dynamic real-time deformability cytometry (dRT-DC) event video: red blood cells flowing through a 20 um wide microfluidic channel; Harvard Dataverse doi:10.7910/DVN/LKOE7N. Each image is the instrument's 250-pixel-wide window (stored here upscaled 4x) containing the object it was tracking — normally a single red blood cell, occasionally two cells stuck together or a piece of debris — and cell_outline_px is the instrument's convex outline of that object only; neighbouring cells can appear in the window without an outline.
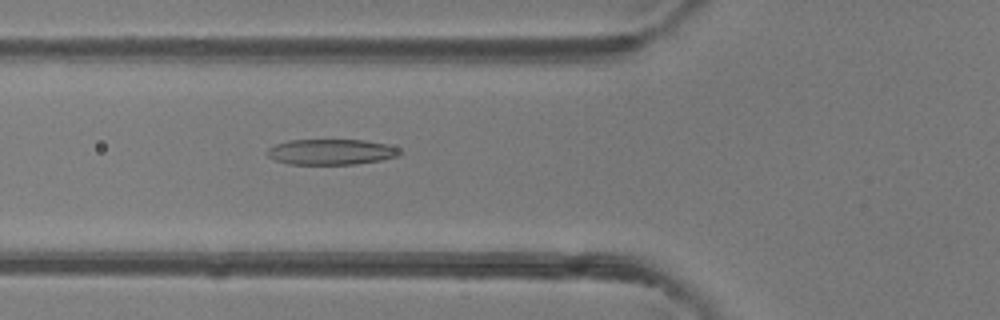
{"species": "common noctule bat (a hibernating species)", "species_latin": "Nyctalus noctula", "temperature_condition": "room temperature", "stored_images_in_passage": 49, "camera_frame_rate_fps": 3000, "um_per_image_px": 0.085, "animal": {"sex": "female"}, "frame": {"image": 1, "passage_image": 18, "time_ms": 5.667, "image_size_px": [1000, 320], "cell_outline_px": [[404, 152], [400, 156], [380, 160], [356, 164], [288, 164], [276, 160], [268, 156], [268, 148], [276, 144], [288, 140], [364, 140], [388, 144], [400, 148]], "centroid_in_image_um": [28.22, 12.91], "position_along_channel_um": 97.6, "area_um2": 19.88}}
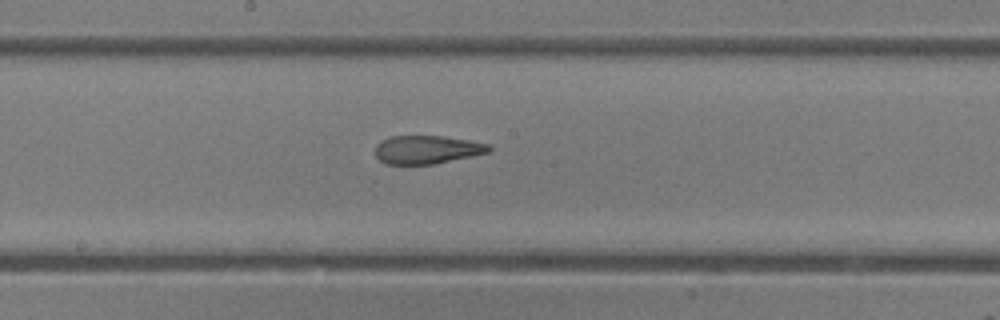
{"frame": {"image": 2, "passage_image": 26, "time_ms": 8.333, "image_size_px": [1000, 320], "cell_outline_px": [[492, 152], [436, 164], [384, 164], [376, 156], [376, 144], [392, 136], [444, 136], [468, 140], [488, 144], [492, 148]], "centroid_in_image_um": [36.34, 12.73], "position_along_channel_um": 211.9, "area_um2": 18.84}}
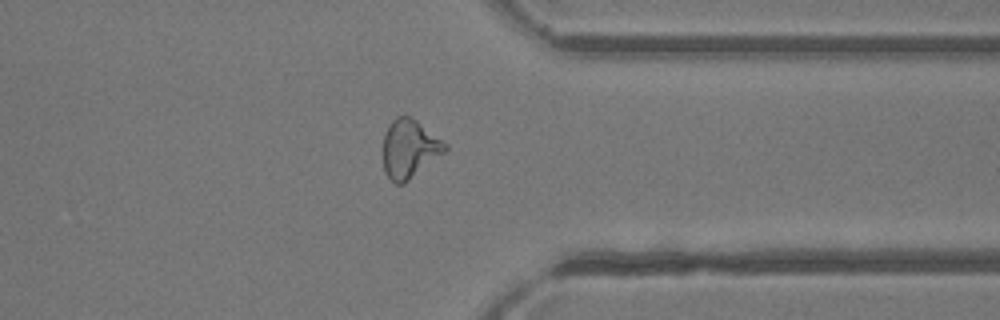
{"frame": {"image": 3, "passage_image": 38, "time_ms": 12.333, "image_size_px": [1000, 320], "cell_outline_px": [[448, 148], [444, 152], [404, 184], [396, 184], [384, 172], [384, 132], [388, 124], [396, 116], [408, 116], [416, 120], [448, 144]], "centroid_in_image_um": [34.79, 12.63], "position_along_channel_um": 376.6, "area_um2": 20.92}, "authors_computed_cell_mechanics": {"area_um2": 21.2126, "velocity_mm_per_s": 4.2593, "shape_relaxation_time_tau1_ms": 5.4612, "shape_relaxation_time_tau2_ms": 1.4087, "deformation_change_tau1": 0.217, "deformation_change_tau2": 0.1057}}